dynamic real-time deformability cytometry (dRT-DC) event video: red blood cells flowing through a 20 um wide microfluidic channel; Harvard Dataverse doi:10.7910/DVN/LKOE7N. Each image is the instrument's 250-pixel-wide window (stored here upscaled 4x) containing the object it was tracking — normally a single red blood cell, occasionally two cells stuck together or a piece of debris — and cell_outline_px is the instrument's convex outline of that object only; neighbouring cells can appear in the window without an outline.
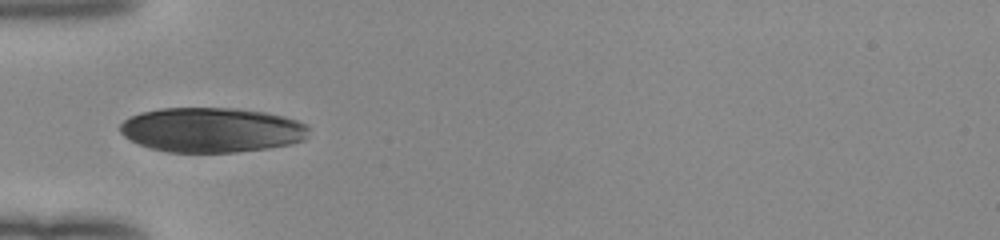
{"species": "human", "species_latin": "Homo sapiens", "temperature_condition": "room temperature", "stored_images_in_passage": 35, "camera_frame_rate_fps": 3000, "um_per_image_px": 0.085, "donor": {"sex": "female"}, "frame": {"image": 1, "passage_image": 1, "time_ms": 0.0, "image_size_px": [1000, 240], "cell_outline_px": [[308, 136], [304, 140], [292, 144], [268, 148], [236, 152], [168, 152], [152, 148], [140, 144], [124, 136], [120, 132], [120, 124], [124, 120], [140, 112], [160, 108], [240, 108], [264, 112], [284, 116], [308, 124]], "centroid_in_image_um": [18.02, 11.04], "position_along_channel_um": 67.0, "area_um2": 49.42}}
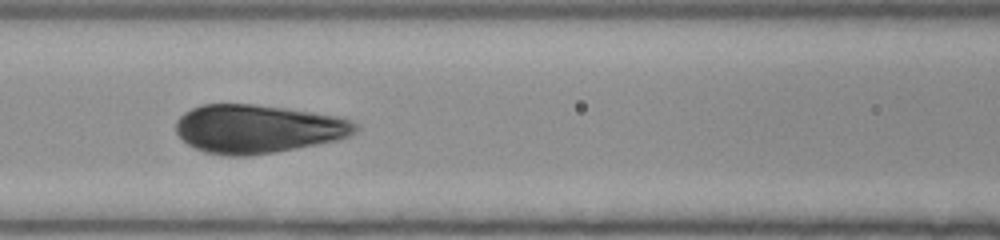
{"frame": {"image": 2, "passage_image": 7, "time_ms": 2.0, "image_size_px": [1000, 240], "cell_outline_px": [[360, 128], [356, 132], [348, 136], [336, 140], [316, 144], [272, 152], [244, 156], [228, 156], [204, 152], [188, 144], [176, 132], [176, 120], [184, 112], [200, 104], [256, 104], [284, 108], [336, 116], [348, 120], [356, 124]], "centroid_in_image_um": [21.87, 10.94], "position_along_channel_um": 144.7, "area_um2": 50.29}}
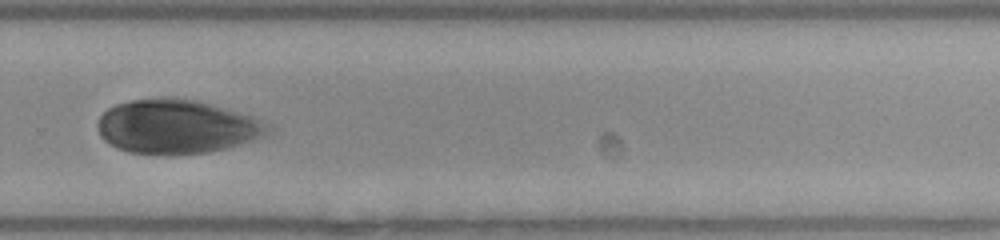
{"frame": {"image": 3, "passage_image": 20, "time_ms": 6.333, "image_size_px": [1000, 240], "cell_outline_px": [[272, 128], [264, 136], [224, 148], [208, 152], [128, 152], [116, 148], [108, 144], [100, 136], [96, 124], [100, 116], [108, 108], [116, 104], [132, 100], [160, 96], [164, 96], [196, 100], [252, 116], [268, 124]], "centroid_in_image_um": [14.96, 10.72], "position_along_channel_um": 314.8, "area_um2": 52.83}}